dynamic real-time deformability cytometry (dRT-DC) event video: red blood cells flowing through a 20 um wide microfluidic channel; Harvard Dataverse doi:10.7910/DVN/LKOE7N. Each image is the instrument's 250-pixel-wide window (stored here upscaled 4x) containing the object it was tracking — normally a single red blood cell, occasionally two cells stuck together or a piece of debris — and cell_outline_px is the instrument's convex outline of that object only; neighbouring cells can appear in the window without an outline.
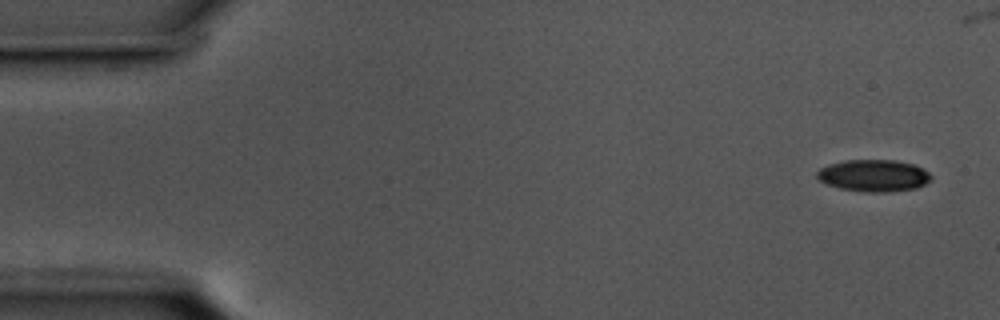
{"species": "common noctule bat (a hibernating species)", "species_latin": "Nyctalus noctula", "temperature_condition": "cold", "stored_images_in_passage": 9, "camera_frame_rate_fps": 3000, "um_per_image_px": 0.085, "animal": {"sex": "male", "body_mass_g": 17.5, "forearm_length_mm": 52.3}, "frame": {"image": 1, "passage_image": 1, "time_ms": 0.0, "image_size_px": [1000, 320], "cell_outline_px": [[924, 180], [916, 184], [896, 188], [864, 188], [844, 184], [832, 180], [824, 176], [824, 172], [836, 168], [852, 164], [896, 164], [916, 168], [924, 176]], "centroid_in_image_um": [74.45, 14.93], "position_along_channel_um": 10.6, "area_um2": 13.81}}